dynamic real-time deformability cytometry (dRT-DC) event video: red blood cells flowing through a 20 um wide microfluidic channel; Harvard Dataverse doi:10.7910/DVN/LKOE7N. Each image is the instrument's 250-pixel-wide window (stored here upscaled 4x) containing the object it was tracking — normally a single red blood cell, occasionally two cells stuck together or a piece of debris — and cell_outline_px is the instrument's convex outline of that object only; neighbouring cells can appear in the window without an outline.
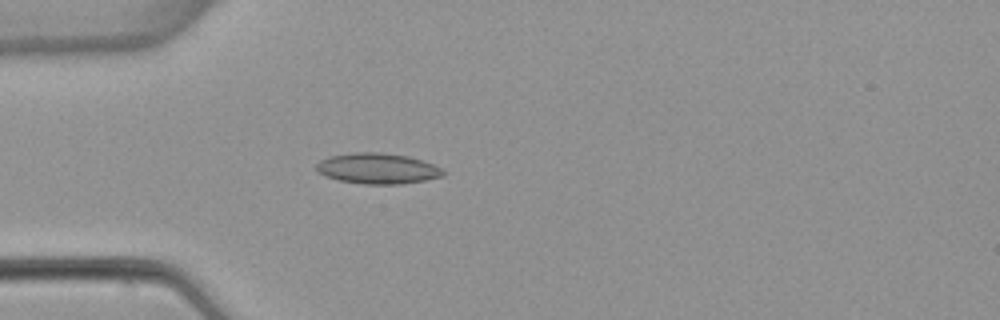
{"species": "common noctule bat (a hibernating species)", "species_latin": "Nyctalus noctula", "temperature_condition": "warm", "stored_images_in_passage": 4, "camera_frame_rate_fps": 3000, "um_per_image_px": 0.085, "animal": {"sex": "female", "body_mass_g": 22.7, "forearm_length_mm": 54.2}, "frame": {"image": 1, "passage_image": 4, "time_ms": 4.333, "image_size_px": [1000, 320], "cell_outline_px": [[444, 176], [424, 180], [400, 184], [364, 184], [340, 180], [324, 176], [316, 172], [316, 164], [320, 160], [332, 156], [352, 152], [380, 152], [408, 156], [432, 164], [440, 168], [444, 172]], "centroid_in_image_um": [32.05, 14.32], "position_along_channel_um": 52.9, "area_um2": 22.54}}